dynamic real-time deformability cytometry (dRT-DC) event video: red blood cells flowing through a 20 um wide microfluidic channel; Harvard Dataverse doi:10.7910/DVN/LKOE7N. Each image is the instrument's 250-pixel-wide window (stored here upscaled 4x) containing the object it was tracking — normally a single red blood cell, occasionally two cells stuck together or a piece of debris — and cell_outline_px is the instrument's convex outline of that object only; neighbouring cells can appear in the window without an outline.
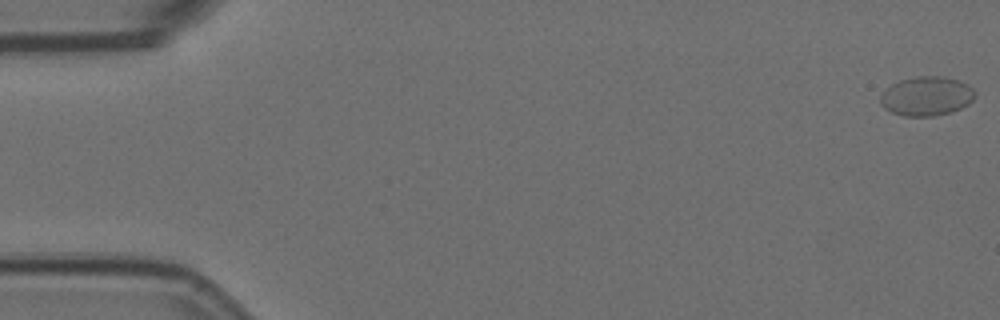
{"species": "Egyptian fruit bat (a non-hibernating species)", "species_latin": "Rousettus aegyptiacus", "temperature_condition": "room temperature", "stored_images_in_passage": 57, "camera_frame_rate_fps": 3000, "um_per_image_px": 0.085, "animal": {"sex": "female"}, "frame": {"image": 1, "passage_image": 1, "time_ms": 0.0, "image_size_px": [1000, 320], "cell_outline_px": [[976, 96], [968, 104], [952, 112], [932, 116], [904, 116], [892, 112], [884, 108], [880, 104], [880, 96], [884, 88], [900, 80], [916, 76], [944, 76], [960, 80], [968, 84], [976, 92]], "centroid_in_image_um": [78.75, 8.16], "position_along_channel_um": 6.2, "area_um2": 21.91}}
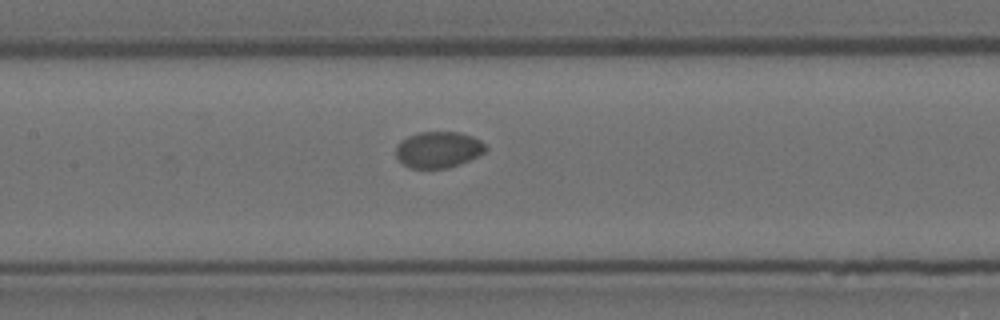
{"frame": {"image": 2, "passage_image": 27, "time_ms": 8.667, "image_size_px": [1000, 320], "cell_outline_px": [[488, 148], [484, 152], [460, 164], [448, 168], [408, 168], [396, 156], [396, 148], [400, 140], [408, 136], [420, 132], [460, 132], [472, 136], [480, 140]], "centroid_in_image_um": [37.25, 12.71], "position_along_channel_um": 170.2, "area_um2": 18.9}}
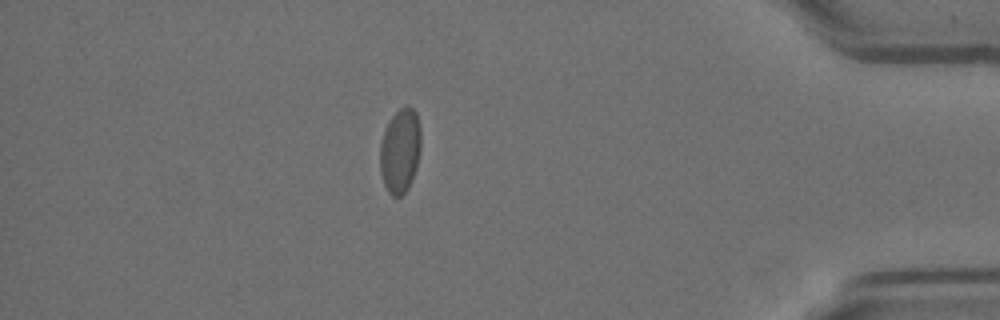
{"frame": {"image": 3, "passage_image": 50, "time_ms": 16.333, "image_size_px": [1000, 320], "cell_outline_px": [[420, 152], [416, 168], [408, 188], [400, 196], [392, 196], [388, 192], [384, 184], [380, 172], [380, 144], [384, 132], [392, 116], [400, 108], [408, 104], [416, 112], [420, 128]], "centroid_in_image_um": [34.01, 12.81], "position_along_channel_um": 401.2, "area_um2": 20.06}}